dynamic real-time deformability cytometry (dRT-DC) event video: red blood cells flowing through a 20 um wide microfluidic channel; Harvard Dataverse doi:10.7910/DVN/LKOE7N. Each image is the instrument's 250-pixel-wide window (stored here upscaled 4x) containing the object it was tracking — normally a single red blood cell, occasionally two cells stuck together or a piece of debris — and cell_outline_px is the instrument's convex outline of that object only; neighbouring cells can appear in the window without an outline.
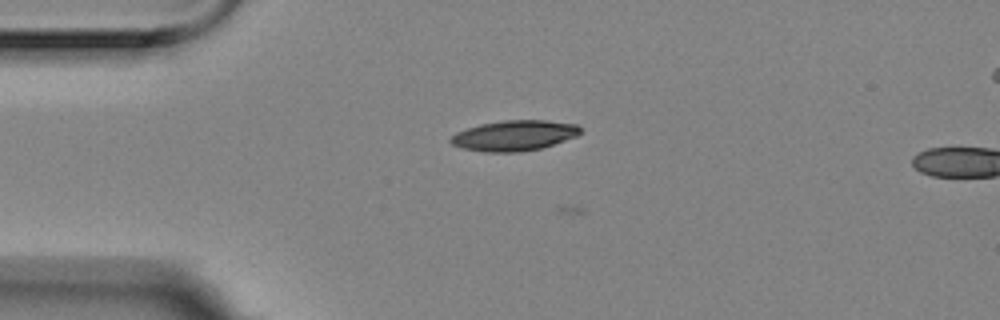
{"species": "Egyptian fruit bat (a non-hibernating species)", "species_latin": "Rousettus aegyptiacus", "temperature_condition": "room temperature", "stored_images_in_passage": 3, "camera_frame_rate_fps": 3000, "um_per_image_px": 0.085, "animal": {"sex": "female"}, "frame": {"image": 1, "passage_image": 2, "time_ms": 0.333, "image_size_px": [1000, 320], "cell_outline_px": [[580, 132], [576, 136], [540, 148], [520, 152], [484, 152], [460, 148], [452, 144], [448, 140], [456, 132], [480, 124], [504, 120], [544, 120], [576, 124], [580, 128]], "centroid_in_image_um": [43.65, 11.52], "position_along_channel_um": 41.3, "area_um2": 22.83}}